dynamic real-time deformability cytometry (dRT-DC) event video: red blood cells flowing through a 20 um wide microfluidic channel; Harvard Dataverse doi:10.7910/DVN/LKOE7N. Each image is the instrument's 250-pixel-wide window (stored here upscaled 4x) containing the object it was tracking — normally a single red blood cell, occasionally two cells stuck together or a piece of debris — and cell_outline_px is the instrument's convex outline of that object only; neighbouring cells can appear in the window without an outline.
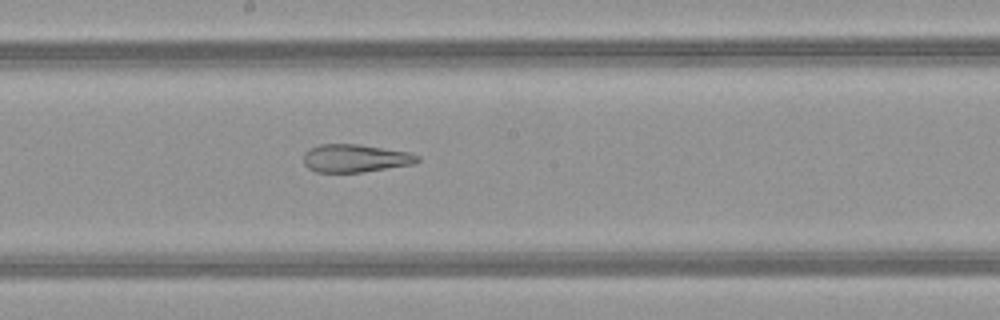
{"species": "common noctule bat (a hibernating species)", "species_latin": "Nyctalus noctula", "temperature_condition": "warm", "stored_images_in_passage": 51, "camera_frame_rate_fps": 3000, "um_per_image_px": 0.085, "animal": {"sex": "female", "body_mass_g": 21.9}, "frame": {"image": 1, "passage_image": 28, "time_ms": 9.0, "image_size_px": [1000, 320], "cell_outline_px": [[420, 160], [412, 164], [360, 172], [316, 172], [308, 168], [304, 164], [304, 152], [308, 148], [320, 144], [360, 144], [408, 152], [420, 156]], "centroid_in_image_um": [30.16, 13.44], "position_along_channel_um": 218.0, "area_um2": 18.5}}
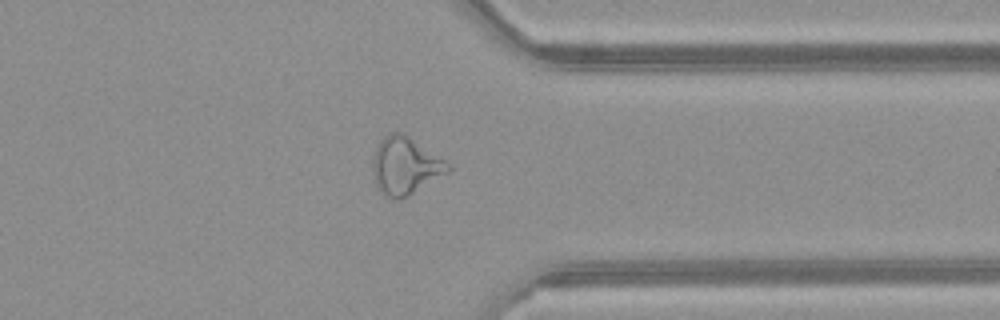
{"frame": {"image": 2, "passage_image": 40, "time_ms": 13.0, "image_size_px": [1000, 320], "cell_outline_px": [[452, 168], [448, 172], [408, 196], [396, 200], [380, 192], [376, 184], [372, 172], [372, 156], [380, 140], [384, 136], [392, 132], [400, 132], [408, 136], [452, 164]], "centroid_in_image_um": [34.44, 14.09], "position_along_channel_um": 377.0, "area_um2": 25.14}}
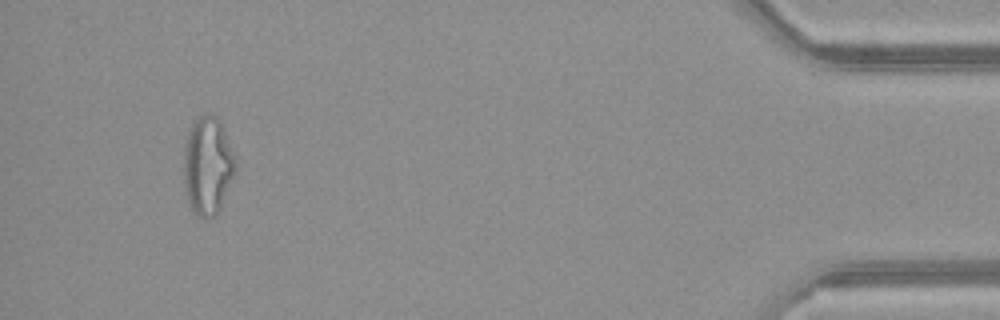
{"frame": {"image": 3, "passage_image": 48, "time_ms": 15.667, "image_size_px": [1000, 320], "cell_outline_px": [[236, 172], [220, 208], [216, 216], [208, 220], [204, 220], [192, 212], [188, 200], [184, 184], [184, 144], [188, 128], [200, 116], [208, 112], [216, 116], [220, 120], [236, 160]], "centroid_in_image_um": [17.65, 14.11], "position_along_channel_um": 417.6, "area_um2": 30.0}, "authors_computed_cell_mechanics": {"area_um2": 26.6458, "velocity_mm_per_s": 4.0829, "shape_relaxation_time_tau1_ms": null, "shape_relaxation_time_tau2_ms": 3.2773, "deformation_change_tau1": null, "deformation_change_tau2": 0.1334}}